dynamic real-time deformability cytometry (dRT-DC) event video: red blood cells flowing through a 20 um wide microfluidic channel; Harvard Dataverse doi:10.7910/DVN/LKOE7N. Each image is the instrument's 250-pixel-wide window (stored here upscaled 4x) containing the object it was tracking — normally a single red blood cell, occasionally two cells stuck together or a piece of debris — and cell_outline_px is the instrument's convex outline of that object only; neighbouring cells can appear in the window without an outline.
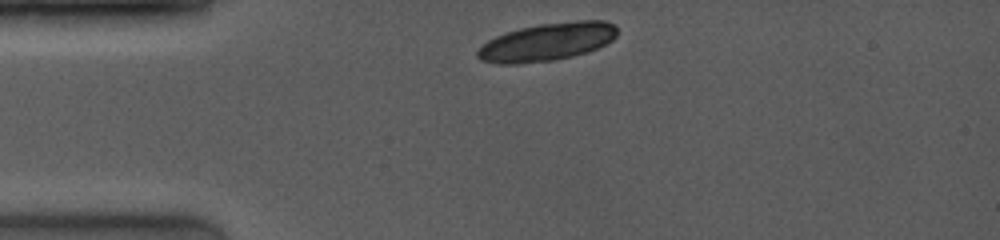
{"species": "common noctule bat (a hibernating species)", "species_latin": "Nyctalus noctula", "temperature_condition": "room temperature", "stored_images_in_passage": 2, "camera_frame_rate_fps": 4000, "um_per_image_px": 0.085, "animal": {"sex": "female", "body_mass_g": 19.0, "forearm_length_mm": 53.3}, "frame": {"image": 1, "passage_image": 1, "time_ms": 0.0, "image_size_px": [1000, 240], "cell_outline_px": [[616, 36], [612, 40], [588, 52], [572, 56], [552, 60], [516, 64], [496, 64], [480, 60], [476, 56], [476, 52], [488, 40], [496, 36], [520, 28], [540, 24], [576, 20], [604, 20], [612, 24], [616, 28]], "centroid_in_image_um": [46.48, 3.56], "position_along_channel_um": 38.5, "area_um2": 30.63}}